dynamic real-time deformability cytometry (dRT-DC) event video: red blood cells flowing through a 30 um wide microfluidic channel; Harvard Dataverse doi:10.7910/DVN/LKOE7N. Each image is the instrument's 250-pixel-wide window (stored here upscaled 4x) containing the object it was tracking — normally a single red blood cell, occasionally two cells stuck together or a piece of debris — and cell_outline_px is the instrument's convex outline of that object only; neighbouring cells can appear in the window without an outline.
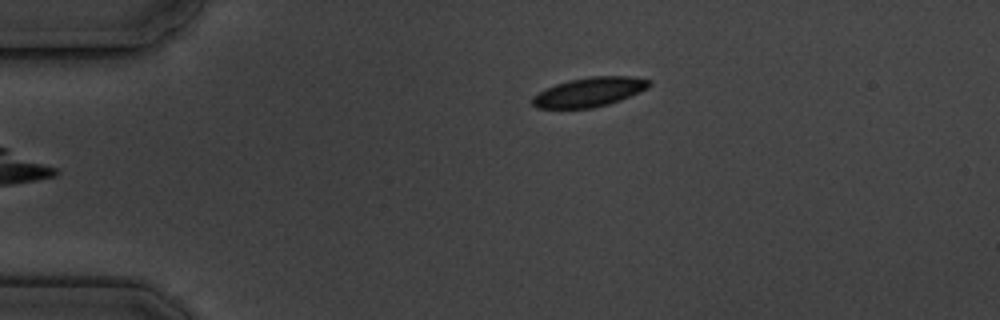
{"species": "common noctule bat (a hibernating species)", "species_latin": "Nyctalus noctula", "temperature_condition": "cold", "stored_images_in_passage": 6, "camera_frame_rate_fps": 3000, "um_per_image_px": 0.085, "animal": {"sex": "male", "body_mass_g": 19.5, "forearm_length_mm": 54.6}, "frame": {"image": 1, "passage_image": 6, "time_ms": 6.667, "image_size_px": [1000, 320], "cell_outline_px": [[652, 84], [648, 88], [640, 92], [620, 100], [608, 104], [592, 108], [536, 108], [532, 104], [532, 96], [556, 84], [568, 80], [588, 76], [632, 76], [652, 80]], "centroid_in_image_um": [50.13, 7.81], "position_along_channel_um": 34.9, "area_um2": 20.0}}